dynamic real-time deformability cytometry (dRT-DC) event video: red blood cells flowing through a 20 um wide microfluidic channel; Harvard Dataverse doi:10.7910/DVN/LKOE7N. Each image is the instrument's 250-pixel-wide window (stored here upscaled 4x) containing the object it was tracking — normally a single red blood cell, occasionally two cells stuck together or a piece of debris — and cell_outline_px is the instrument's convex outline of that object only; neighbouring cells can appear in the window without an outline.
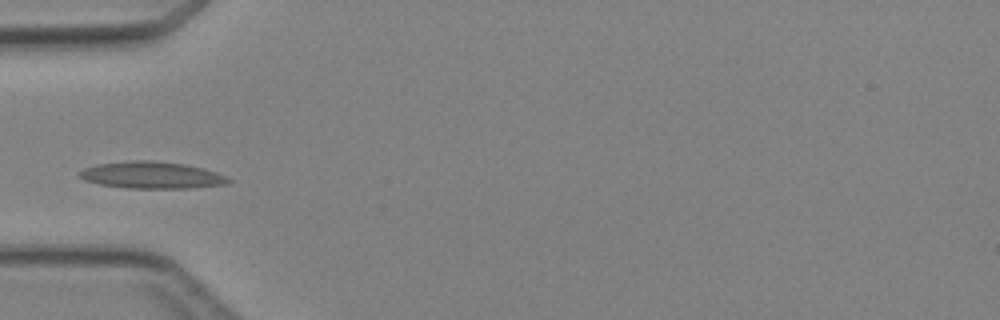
{"species": "Egyptian fruit bat (a non-hibernating species)", "species_latin": "Rousettus aegyptiacus", "temperature_condition": "cold", "stored_images_in_passage": 2, "camera_frame_rate_fps": 3000, "um_per_image_px": 0.085, "animal": {"sex": "female"}, "frame": {"image": 1, "passage_image": 2, "time_ms": 2.0, "image_size_px": [1000, 320], "cell_outline_px": [[232, 180], [228, 184], [188, 188], [128, 188], [100, 184], [84, 180], [80, 176], [80, 172], [84, 168], [96, 164], [132, 160], [148, 160], [184, 164], [204, 168], [216, 172]], "centroid_in_image_um": [12.91, 14.88], "position_along_channel_um": 72.1, "area_um2": 23.18}}